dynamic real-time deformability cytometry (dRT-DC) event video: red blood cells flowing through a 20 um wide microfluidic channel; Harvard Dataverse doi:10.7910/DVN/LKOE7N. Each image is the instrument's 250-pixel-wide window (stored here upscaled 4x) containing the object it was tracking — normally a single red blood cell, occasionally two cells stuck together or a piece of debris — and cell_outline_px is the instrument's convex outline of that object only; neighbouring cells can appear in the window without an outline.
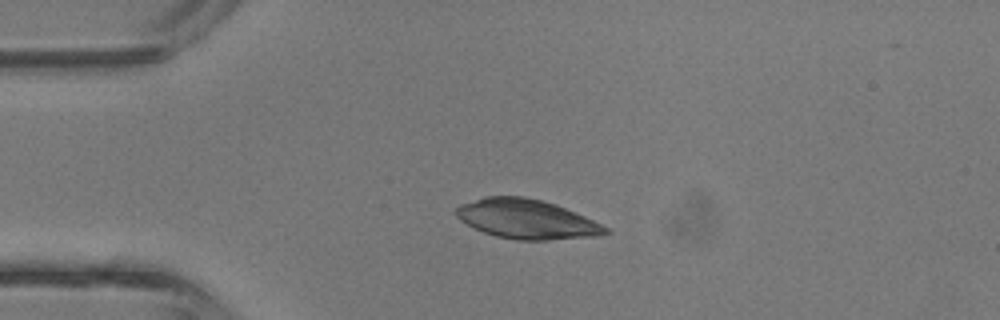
{"species": "common noctule bat (a hibernating species)", "species_latin": "Nyctalus noctula", "temperature_condition": "room temperature", "stored_images_in_passage": 25, "camera_frame_rate_fps": 3000, "um_per_image_px": 0.085, "animal": {"sex": "male", "body_mass_g": 13.3}, "frame": {"image": 1, "passage_image": 1, "time_ms": 0.0, "image_size_px": [1000, 320], "cell_outline_px": [[612, 232], [596, 236], [548, 240], [516, 240], [496, 236], [484, 232], [460, 220], [452, 212], [460, 204], [484, 196], [524, 196], [556, 204], [584, 216], [608, 228]], "centroid_in_image_um": [44.74, 18.62], "position_along_channel_um": 40.3, "area_um2": 34.22}}
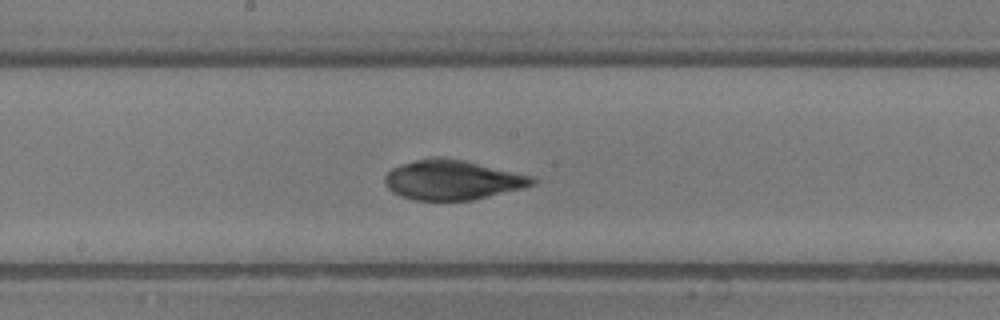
{"frame": {"image": 2, "passage_image": 13, "time_ms": 4.0, "image_size_px": [1000, 320], "cell_outline_px": [[536, 184], [524, 188], [472, 200], [416, 200], [400, 196], [392, 192], [388, 188], [384, 180], [384, 176], [392, 168], [400, 164], [432, 156], [444, 156], [464, 160], [532, 176], [536, 180]], "centroid_in_image_um": [38.44, 15.28], "position_along_channel_um": 209.8, "area_um2": 34.28}}
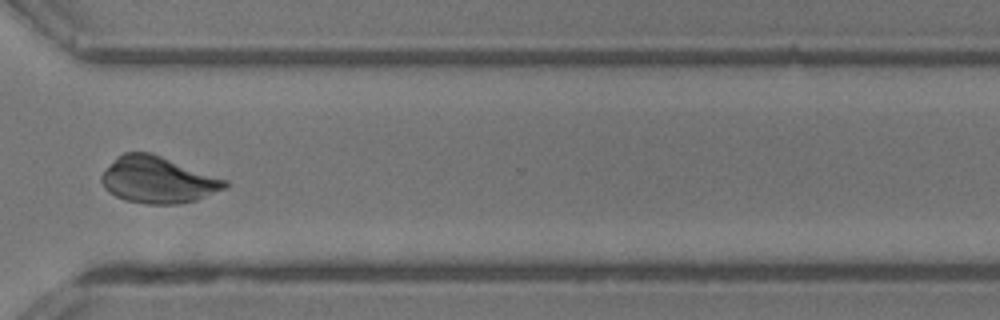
{"frame": {"image": 3, "passage_image": 22, "time_ms": 7.0, "image_size_px": [1000, 320], "cell_outline_px": [[228, 188], [196, 200], [180, 204], [148, 204], [124, 200], [108, 192], [104, 188], [100, 180], [100, 176], [116, 156], [124, 152], [152, 152], [228, 180]], "centroid_in_image_um": [13.42, 15.28], "position_along_channel_um": 357.2, "area_um2": 33.87}}